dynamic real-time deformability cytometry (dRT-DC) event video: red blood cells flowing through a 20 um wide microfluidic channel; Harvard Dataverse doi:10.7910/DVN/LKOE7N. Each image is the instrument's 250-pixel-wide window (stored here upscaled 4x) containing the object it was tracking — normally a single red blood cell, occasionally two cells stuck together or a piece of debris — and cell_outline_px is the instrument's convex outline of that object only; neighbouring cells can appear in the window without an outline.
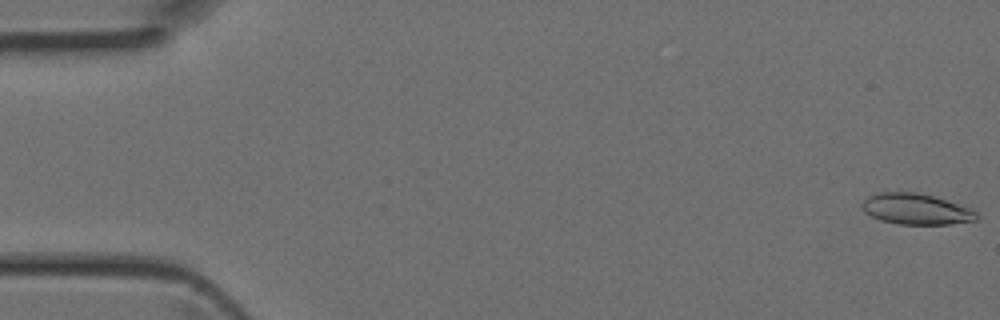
{"species": "Egyptian fruit bat (a non-hibernating species)", "species_latin": "Rousettus aegyptiacus", "temperature_condition": "room temperature", "stored_images_in_passage": 44, "camera_frame_rate_fps": 3000, "um_per_image_px": 0.085, "animal": {"sex": "female"}, "frame": {"image": 1, "passage_image": 1, "time_ms": 0.0, "image_size_px": [1000, 320], "cell_outline_px": [[980, 216], [976, 220], [948, 224], [896, 224], [880, 220], [864, 212], [860, 204], [868, 196], [876, 192], [916, 192], [932, 196], [968, 208], [976, 212]], "centroid_in_image_um": [77.8, 17.77], "position_along_channel_um": 7.2, "area_um2": 20.46}}
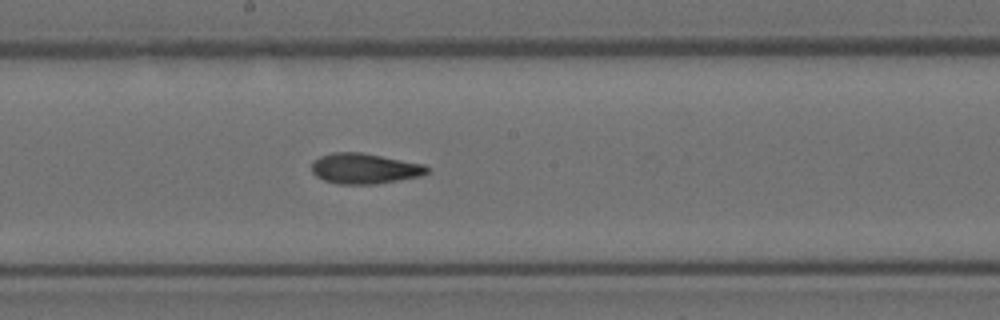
{"frame": {"image": 2, "passage_image": 24, "time_ms": 7.667, "image_size_px": [1000, 320], "cell_outline_px": [[428, 172], [420, 176], [400, 180], [376, 184], [336, 184], [324, 180], [316, 176], [312, 172], [312, 164], [320, 156], [332, 152], [360, 152], [424, 164], [428, 168]], "centroid_in_image_um": [30.98, 14.33], "position_along_channel_um": 217.2, "area_um2": 20.4}}
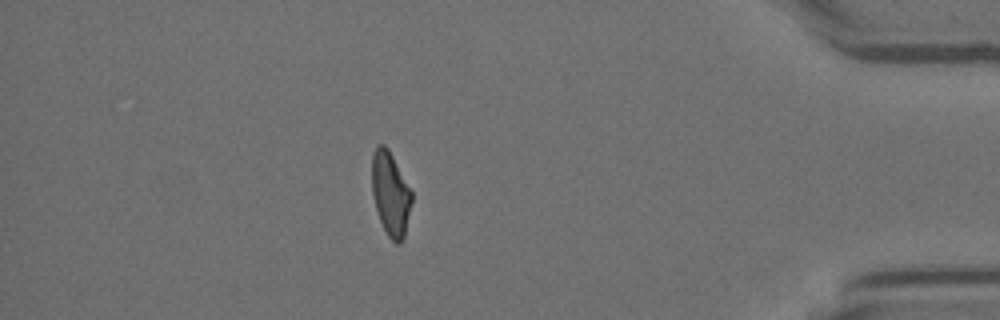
{"frame": {"image": 3, "passage_image": 39, "time_ms": 12.667, "image_size_px": [1000, 320], "cell_outline_px": [[412, 200], [404, 236], [400, 244], [396, 244], [388, 236], [380, 220], [376, 208], [372, 192], [372, 152], [376, 144], [384, 144], [388, 148], [412, 192]], "centroid_in_image_um": [33.18, 16.44], "position_along_channel_um": 402.0, "area_um2": 19.31}}